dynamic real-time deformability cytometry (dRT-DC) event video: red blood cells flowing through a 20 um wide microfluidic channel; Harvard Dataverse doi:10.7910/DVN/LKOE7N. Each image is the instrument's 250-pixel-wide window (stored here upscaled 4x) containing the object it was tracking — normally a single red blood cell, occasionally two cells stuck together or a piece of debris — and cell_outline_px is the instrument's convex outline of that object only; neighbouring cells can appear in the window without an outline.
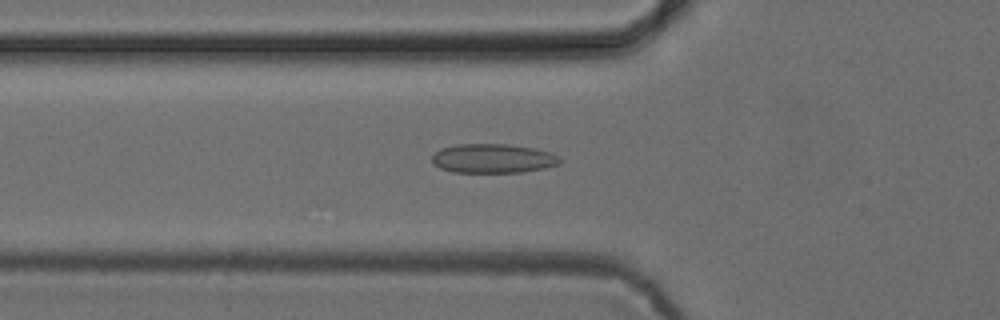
{"species": "common noctule bat (a hibernating species)", "species_latin": "Nyctalus noctula", "temperature_condition": "cold", "stored_images_in_passage": 48, "camera_frame_rate_fps": 3000, "um_per_image_px": 0.085, "animal": {"sex": "female", "body_mass_g": 24.6, "forearm_length_mm": 56.2}, "frame": {"image": 1, "passage_image": 14, "time_ms": 4.333, "image_size_px": [1000, 320], "cell_outline_px": [[560, 164], [544, 168], [520, 172], [452, 172], [440, 168], [432, 164], [432, 156], [440, 148], [456, 144], [508, 144], [532, 148], [552, 152], [560, 156]], "centroid_in_image_um": [41.89, 13.46], "position_along_channel_um": 83.9, "area_um2": 21.85}}
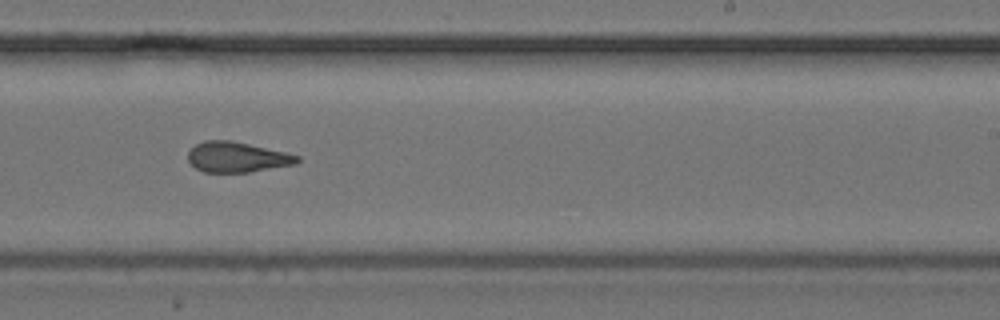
{"frame": {"image": 2, "passage_image": 28, "time_ms": 9.0, "image_size_px": [1000, 320], "cell_outline_px": [[300, 160], [296, 164], [248, 172], [204, 172], [196, 168], [188, 160], [188, 152], [196, 144], [204, 140], [232, 140], [284, 152], [300, 156]], "centroid_in_image_um": [20.14, 13.35], "position_along_channel_um": 268.9, "area_um2": 19.19}}
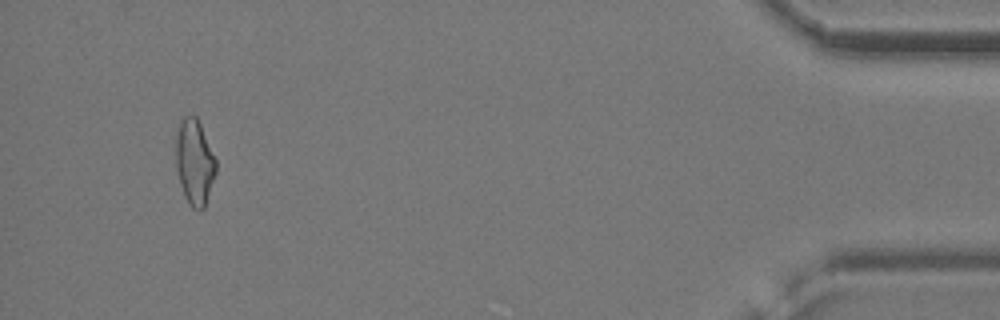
{"frame": {"image": 3, "passage_image": 45, "time_ms": 14.667, "image_size_px": [1000, 320], "cell_outline_px": [[216, 172], [204, 208], [200, 212], [192, 208], [188, 204], [184, 196], [180, 184], [176, 168], [176, 136], [180, 120], [184, 116], [192, 112], [196, 116], [200, 124], [216, 160]], "centroid_in_image_um": [16.52, 13.78], "position_along_channel_um": 418.7, "area_um2": 20.11}, "authors_computed_cell_mechanics": {"area_um2": 20.1433, "velocity_mm_per_s": 3.9422, "shape_relaxation_time_tau1_ms": null, "shape_relaxation_time_tau2_ms": 2.3919, "deformation_change_tau1": null, "deformation_change_tau2": 0.086}}